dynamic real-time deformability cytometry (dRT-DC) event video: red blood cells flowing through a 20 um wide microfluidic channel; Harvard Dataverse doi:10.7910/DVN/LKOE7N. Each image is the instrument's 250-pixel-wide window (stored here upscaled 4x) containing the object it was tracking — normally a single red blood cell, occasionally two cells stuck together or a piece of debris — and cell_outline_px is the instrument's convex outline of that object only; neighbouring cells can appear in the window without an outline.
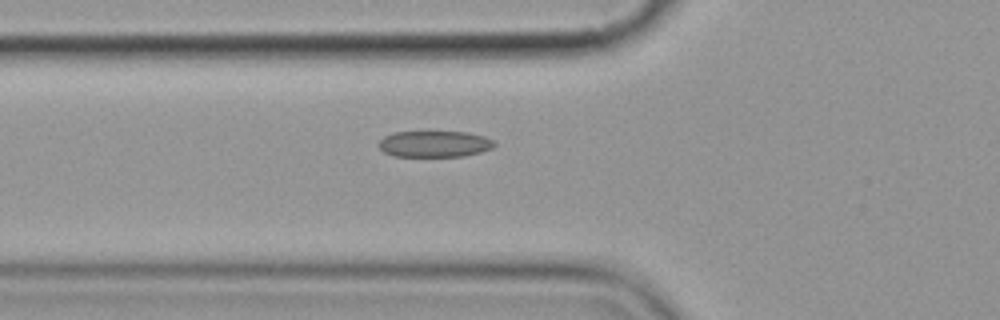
{"species": "common noctule bat (a hibernating species)", "species_latin": "Nyctalus noctula", "temperature_condition": "cold", "stored_images_in_passage": 6, "camera_frame_rate_fps": 3000, "um_per_image_px": 0.085, "animal": {"sex": "female", "body_mass_g": 19.9}, "frame": {"image": 1, "passage_image": 6, "time_ms": 6.0, "image_size_px": [1000, 320], "cell_outline_px": [[496, 144], [492, 148], [480, 152], [464, 156], [392, 156], [384, 152], [376, 144], [384, 136], [392, 132], [468, 132], [484, 136], [492, 140]], "centroid_in_image_um": [36.9, 12.23], "position_along_channel_um": 88.9, "area_um2": 17.74}}